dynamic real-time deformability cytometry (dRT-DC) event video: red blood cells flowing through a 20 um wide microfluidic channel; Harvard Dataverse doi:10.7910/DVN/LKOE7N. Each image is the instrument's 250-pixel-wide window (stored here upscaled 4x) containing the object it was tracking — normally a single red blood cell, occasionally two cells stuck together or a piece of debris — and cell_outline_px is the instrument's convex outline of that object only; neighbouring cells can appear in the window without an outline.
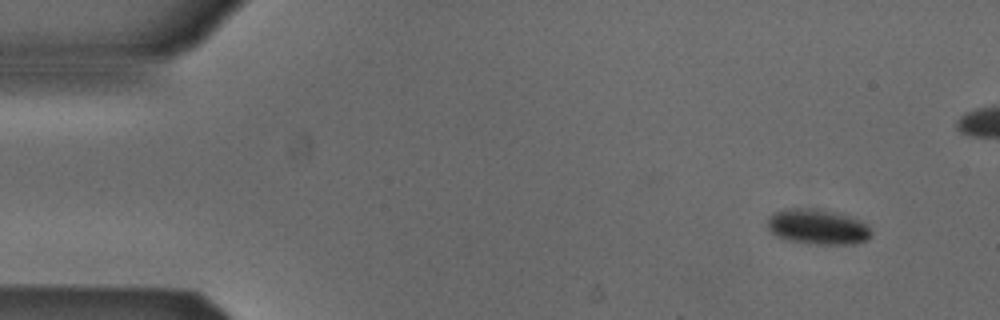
{"species": "Egyptian fruit bat (a non-hibernating species)", "species_latin": "Rousettus aegyptiacus", "temperature_condition": "cold", "stored_images_in_passage": 5, "camera_frame_rate_fps": 3000, "um_per_image_px": 0.085, "animal": {"sex": "male"}, "frame": {"image": 1, "passage_image": 1, "time_ms": 0.0, "image_size_px": [1000, 320], "cell_outline_px": [[872, 236], [868, 240], [856, 244], [808, 244], [788, 240], [776, 236], [768, 228], [768, 220], [776, 212], [792, 208], [816, 208], [836, 212], [860, 220], [868, 224], [872, 232]], "centroid_in_image_um": [69.57, 19.29], "position_along_channel_um": 15.4, "area_um2": 21.44}}